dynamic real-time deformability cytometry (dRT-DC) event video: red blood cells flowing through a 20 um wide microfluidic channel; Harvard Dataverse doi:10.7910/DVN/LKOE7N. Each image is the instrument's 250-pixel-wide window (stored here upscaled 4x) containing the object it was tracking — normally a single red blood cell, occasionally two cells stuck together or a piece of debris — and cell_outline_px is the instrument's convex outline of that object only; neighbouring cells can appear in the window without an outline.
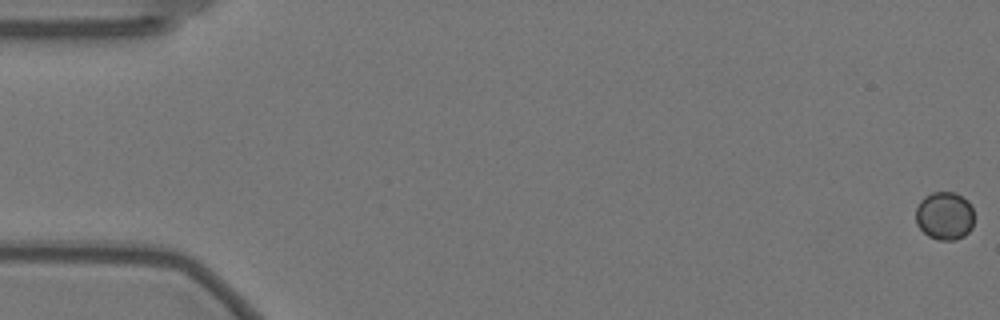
{"species": "Egyptian fruit bat (a non-hibernating species)", "species_latin": "Rousettus aegyptiacus", "temperature_condition": "warm", "stored_images_in_passage": 60, "camera_frame_rate_fps": 3000, "um_per_image_px": 0.085, "animal": {"sex": "female"}, "frame": {"image": 1, "passage_image": 1, "time_ms": 0.0, "image_size_px": [1000, 320], "cell_outline_px": [[972, 228], [964, 236], [956, 240], [936, 240], [928, 236], [916, 224], [916, 208], [920, 200], [924, 196], [932, 192], [956, 192], [968, 200], [972, 208]], "centroid_in_image_um": [80.28, 18.34], "position_along_channel_um": 4.7, "area_um2": 16.53}}
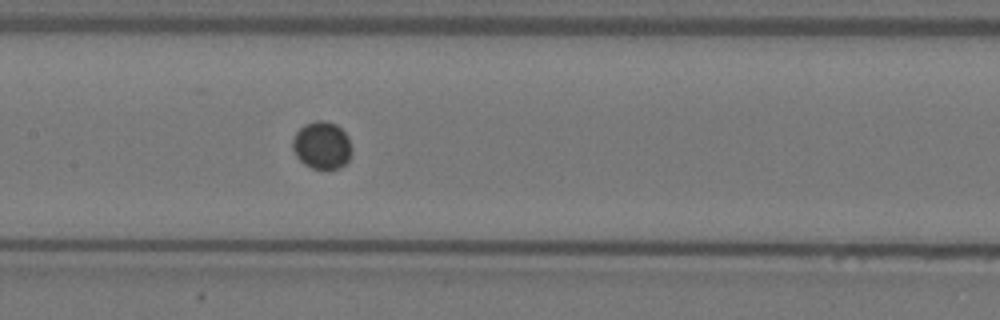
{"frame": {"image": 2, "passage_image": 29, "time_ms": 9.333, "image_size_px": [1000, 320], "cell_outline_px": [[352, 152], [348, 160], [340, 168], [312, 168], [304, 164], [296, 156], [292, 148], [292, 140], [296, 132], [304, 124], [316, 120], [324, 120], [336, 124], [348, 136], [352, 148]], "centroid_in_image_um": [27.36, 12.33], "position_along_channel_um": 180.0, "area_um2": 16.42}}
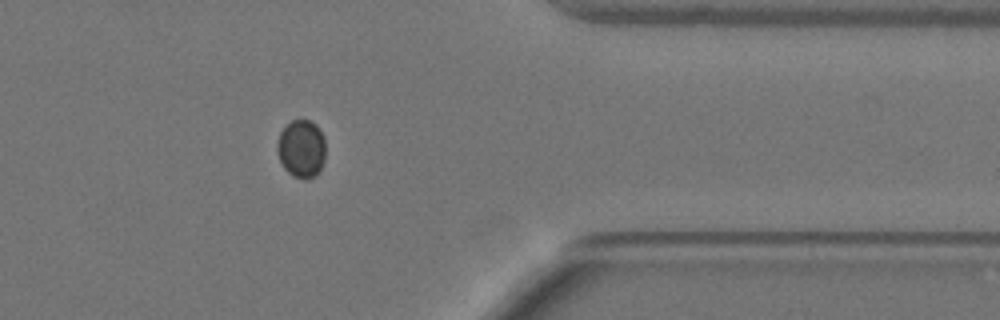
{"frame": {"image": 3, "passage_image": 48, "time_ms": 15.667, "image_size_px": [1000, 320], "cell_outline_px": [[324, 160], [320, 168], [312, 176], [304, 180], [292, 176], [284, 168], [276, 152], [276, 144], [280, 132], [292, 120], [308, 120], [316, 124], [324, 136]], "centroid_in_image_um": [25.59, 12.63], "position_along_channel_um": 385.8, "area_um2": 16.24}}